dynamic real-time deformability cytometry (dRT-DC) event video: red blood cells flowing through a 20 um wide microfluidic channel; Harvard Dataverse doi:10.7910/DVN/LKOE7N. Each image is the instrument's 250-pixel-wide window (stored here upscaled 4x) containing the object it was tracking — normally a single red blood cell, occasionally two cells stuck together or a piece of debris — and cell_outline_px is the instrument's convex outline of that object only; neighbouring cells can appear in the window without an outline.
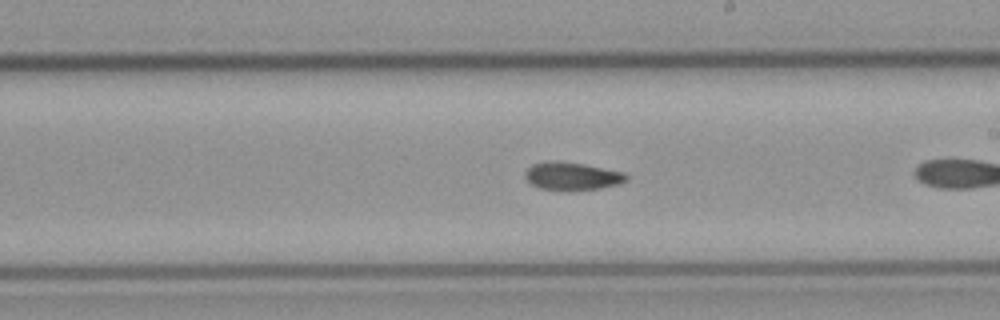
{"species": "common noctule bat (a hibernating species)", "species_latin": "Nyctalus noctula", "temperature_condition": "cold", "stored_images_in_passage": 27, "camera_frame_rate_fps": 3000, "um_per_image_px": 0.085, "animal": {"sex": "male", "body_mass_g": 23.1, "forearm_length_mm": 52.7}, "frame": {"image": 1, "passage_image": 16, "time_ms": 5.0, "image_size_px": [1000, 320], "cell_outline_px": [[628, 180], [620, 184], [600, 188], [568, 192], [540, 188], [532, 184], [524, 176], [524, 172], [532, 164], [552, 160], [580, 164], [624, 172], [628, 176]], "centroid_in_image_um": [48.62, 15.0], "position_along_channel_um": 240.4, "area_um2": 16.59}}